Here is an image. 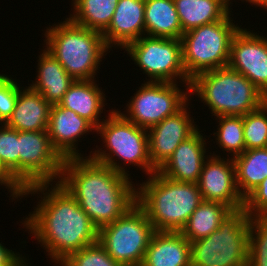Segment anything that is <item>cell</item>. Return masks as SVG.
Instances as JSON below:
<instances>
[{
	"label": "cell",
	"instance_id": "6da1fadb",
	"mask_svg": "<svg viewBox=\"0 0 267 266\" xmlns=\"http://www.w3.org/2000/svg\"><path fill=\"white\" fill-rule=\"evenodd\" d=\"M36 193L41 200L21 224L34 235L53 263L57 265L69 254L98 242V228L60 182L27 187L23 197Z\"/></svg>",
	"mask_w": 267,
	"mask_h": 266
},
{
	"label": "cell",
	"instance_id": "7a4b0ae2",
	"mask_svg": "<svg viewBox=\"0 0 267 266\" xmlns=\"http://www.w3.org/2000/svg\"><path fill=\"white\" fill-rule=\"evenodd\" d=\"M59 182L98 229L117 220L136 203L131 177L90 157L65 159Z\"/></svg>",
	"mask_w": 267,
	"mask_h": 266
},
{
	"label": "cell",
	"instance_id": "3957f363",
	"mask_svg": "<svg viewBox=\"0 0 267 266\" xmlns=\"http://www.w3.org/2000/svg\"><path fill=\"white\" fill-rule=\"evenodd\" d=\"M148 178L136 185V203L155 231L180 232L203 201L197 183L174 181L158 171Z\"/></svg>",
	"mask_w": 267,
	"mask_h": 266
},
{
	"label": "cell",
	"instance_id": "277c9868",
	"mask_svg": "<svg viewBox=\"0 0 267 266\" xmlns=\"http://www.w3.org/2000/svg\"><path fill=\"white\" fill-rule=\"evenodd\" d=\"M189 94L200 98L213 116H244L262 107L267 97L244 75L221 67L191 79ZM195 92V93H194Z\"/></svg>",
	"mask_w": 267,
	"mask_h": 266
},
{
	"label": "cell",
	"instance_id": "5b68a950",
	"mask_svg": "<svg viewBox=\"0 0 267 266\" xmlns=\"http://www.w3.org/2000/svg\"><path fill=\"white\" fill-rule=\"evenodd\" d=\"M52 26L44 32L45 49L74 80L96 79L100 62L110 52L102 33L76 25L68 17Z\"/></svg>",
	"mask_w": 267,
	"mask_h": 266
},
{
	"label": "cell",
	"instance_id": "8992f818",
	"mask_svg": "<svg viewBox=\"0 0 267 266\" xmlns=\"http://www.w3.org/2000/svg\"><path fill=\"white\" fill-rule=\"evenodd\" d=\"M109 112L106 120L96 128L97 135L100 134L103 144L105 143L103 148L106 149L91 150L86 157L129 177V171L126 170L130 165L139 167L148 176L156 172L149 157L147 129L128 121L116 109ZM115 158L117 161L122 160L119 163Z\"/></svg>",
	"mask_w": 267,
	"mask_h": 266
},
{
	"label": "cell",
	"instance_id": "52a82bcc",
	"mask_svg": "<svg viewBox=\"0 0 267 266\" xmlns=\"http://www.w3.org/2000/svg\"><path fill=\"white\" fill-rule=\"evenodd\" d=\"M250 216L231 210L217 230L190 243L191 266H247Z\"/></svg>",
	"mask_w": 267,
	"mask_h": 266
},
{
	"label": "cell",
	"instance_id": "ba28073f",
	"mask_svg": "<svg viewBox=\"0 0 267 266\" xmlns=\"http://www.w3.org/2000/svg\"><path fill=\"white\" fill-rule=\"evenodd\" d=\"M230 12L220 21L199 26L181 37L183 66L192 79L199 73L226 67L230 59L231 42L240 29Z\"/></svg>",
	"mask_w": 267,
	"mask_h": 266
},
{
	"label": "cell",
	"instance_id": "9c48e42d",
	"mask_svg": "<svg viewBox=\"0 0 267 266\" xmlns=\"http://www.w3.org/2000/svg\"><path fill=\"white\" fill-rule=\"evenodd\" d=\"M154 232L144 210L135 203L117 220L98 229V243L121 266H141Z\"/></svg>",
	"mask_w": 267,
	"mask_h": 266
},
{
	"label": "cell",
	"instance_id": "30bf717a",
	"mask_svg": "<svg viewBox=\"0 0 267 266\" xmlns=\"http://www.w3.org/2000/svg\"><path fill=\"white\" fill-rule=\"evenodd\" d=\"M148 82L182 83L189 89L191 79L183 66L181 39L142 36L125 48ZM182 82H181V81ZM186 84V85H185Z\"/></svg>",
	"mask_w": 267,
	"mask_h": 266
},
{
	"label": "cell",
	"instance_id": "8fae6325",
	"mask_svg": "<svg viewBox=\"0 0 267 266\" xmlns=\"http://www.w3.org/2000/svg\"><path fill=\"white\" fill-rule=\"evenodd\" d=\"M178 83L144 81L141 87L131 96L126 111L118 112L128 121L139 127L149 129L166 117L175 114L188 101L189 89H179ZM182 90V91H181ZM189 98V99H188ZM126 112V113H124Z\"/></svg>",
	"mask_w": 267,
	"mask_h": 266
},
{
	"label": "cell",
	"instance_id": "7c38bea8",
	"mask_svg": "<svg viewBox=\"0 0 267 266\" xmlns=\"http://www.w3.org/2000/svg\"><path fill=\"white\" fill-rule=\"evenodd\" d=\"M64 161L48 131H19V184L24 189L59 182Z\"/></svg>",
	"mask_w": 267,
	"mask_h": 266
},
{
	"label": "cell",
	"instance_id": "4fadbf2b",
	"mask_svg": "<svg viewBox=\"0 0 267 266\" xmlns=\"http://www.w3.org/2000/svg\"><path fill=\"white\" fill-rule=\"evenodd\" d=\"M240 28L231 42L228 66L244 75L267 97V36Z\"/></svg>",
	"mask_w": 267,
	"mask_h": 266
},
{
	"label": "cell",
	"instance_id": "5bb4252c",
	"mask_svg": "<svg viewBox=\"0 0 267 266\" xmlns=\"http://www.w3.org/2000/svg\"><path fill=\"white\" fill-rule=\"evenodd\" d=\"M210 154L197 182L202 200L222 203L231 210L243 208L245 200L237 188L232 157L227 155V159L214 152Z\"/></svg>",
	"mask_w": 267,
	"mask_h": 266
},
{
	"label": "cell",
	"instance_id": "9a60e30c",
	"mask_svg": "<svg viewBox=\"0 0 267 266\" xmlns=\"http://www.w3.org/2000/svg\"><path fill=\"white\" fill-rule=\"evenodd\" d=\"M188 106L189 102L175 114L147 129L149 157L157 170L168 160L181 142L198 130L195 119L191 117L190 110H187L190 109Z\"/></svg>",
	"mask_w": 267,
	"mask_h": 266
},
{
	"label": "cell",
	"instance_id": "2e32d148",
	"mask_svg": "<svg viewBox=\"0 0 267 266\" xmlns=\"http://www.w3.org/2000/svg\"><path fill=\"white\" fill-rule=\"evenodd\" d=\"M47 131L53 147L67 159L84 156L76 150L79 138L86 135L85 133H94L96 128L71 109L55 104L51 106Z\"/></svg>",
	"mask_w": 267,
	"mask_h": 266
},
{
	"label": "cell",
	"instance_id": "e0dca14e",
	"mask_svg": "<svg viewBox=\"0 0 267 266\" xmlns=\"http://www.w3.org/2000/svg\"><path fill=\"white\" fill-rule=\"evenodd\" d=\"M199 129L181 142L168 160L157 170L160 174L178 182L197 183L206 155L207 143ZM202 134V135H201Z\"/></svg>",
	"mask_w": 267,
	"mask_h": 266
},
{
	"label": "cell",
	"instance_id": "ac0fdd59",
	"mask_svg": "<svg viewBox=\"0 0 267 266\" xmlns=\"http://www.w3.org/2000/svg\"><path fill=\"white\" fill-rule=\"evenodd\" d=\"M145 0H119L112 21L102 33L106 46L124 48L145 36ZM114 45V46H113Z\"/></svg>",
	"mask_w": 267,
	"mask_h": 266
},
{
	"label": "cell",
	"instance_id": "d6986e66",
	"mask_svg": "<svg viewBox=\"0 0 267 266\" xmlns=\"http://www.w3.org/2000/svg\"><path fill=\"white\" fill-rule=\"evenodd\" d=\"M51 106L41 93L18 82L15 108L5 125L17 131H47Z\"/></svg>",
	"mask_w": 267,
	"mask_h": 266
},
{
	"label": "cell",
	"instance_id": "ffe728a7",
	"mask_svg": "<svg viewBox=\"0 0 267 266\" xmlns=\"http://www.w3.org/2000/svg\"><path fill=\"white\" fill-rule=\"evenodd\" d=\"M141 266H191L190 242L180 232L155 231Z\"/></svg>",
	"mask_w": 267,
	"mask_h": 266
},
{
	"label": "cell",
	"instance_id": "44dd1931",
	"mask_svg": "<svg viewBox=\"0 0 267 266\" xmlns=\"http://www.w3.org/2000/svg\"><path fill=\"white\" fill-rule=\"evenodd\" d=\"M105 96V92L99 88L95 79L75 80L59 105L71 109L97 128L105 120L100 116L104 112V106L107 105Z\"/></svg>",
	"mask_w": 267,
	"mask_h": 266
},
{
	"label": "cell",
	"instance_id": "7402d4cb",
	"mask_svg": "<svg viewBox=\"0 0 267 266\" xmlns=\"http://www.w3.org/2000/svg\"><path fill=\"white\" fill-rule=\"evenodd\" d=\"M37 78L29 87L51 104H59L70 85L75 81L46 49L38 55Z\"/></svg>",
	"mask_w": 267,
	"mask_h": 266
},
{
	"label": "cell",
	"instance_id": "603a6c76",
	"mask_svg": "<svg viewBox=\"0 0 267 266\" xmlns=\"http://www.w3.org/2000/svg\"><path fill=\"white\" fill-rule=\"evenodd\" d=\"M144 20L146 36L181 39L183 35L173 0H145Z\"/></svg>",
	"mask_w": 267,
	"mask_h": 266
},
{
	"label": "cell",
	"instance_id": "cb8c5ba5",
	"mask_svg": "<svg viewBox=\"0 0 267 266\" xmlns=\"http://www.w3.org/2000/svg\"><path fill=\"white\" fill-rule=\"evenodd\" d=\"M232 159L237 188L245 200L267 178V147L245 150Z\"/></svg>",
	"mask_w": 267,
	"mask_h": 266
},
{
	"label": "cell",
	"instance_id": "d4e9b609",
	"mask_svg": "<svg viewBox=\"0 0 267 266\" xmlns=\"http://www.w3.org/2000/svg\"><path fill=\"white\" fill-rule=\"evenodd\" d=\"M182 26L183 34L222 20L232 8L221 0H173Z\"/></svg>",
	"mask_w": 267,
	"mask_h": 266
},
{
	"label": "cell",
	"instance_id": "484cf974",
	"mask_svg": "<svg viewBox=\"0 0 267 266\" xmlns=\"http://www.w3.org/2000/svg\"><path fill=\"white\" fill-rule=\"evenodd\" d=\"M231 209L219 202L202 201L190 215L180 233L191 243L217 230Z\"/></svg>",
	"mask_w": 267,
	"mask_h": 266
},
{
	"label": "cell",
	"instance_id": "4316f807",
	"mask_svg": "<svg viewBox=\"0 0 267 266\" xmlns=\"http://www.w3.org/2000/svg\"><path fill=\"white\" fill-rule=\"evenodd\" d=\"M119 0H72L73 14L69 19L76 25L103 33L110 25Z\"/></svg>",
	"mask_w": 267,
	"mask_h": 266
},
{
	"label": "cell",
	"instance_id": "83f0119b",
	"mask_svg": "<svg viewBox=\"0 0 267 266\" xmlns=\"http://www.w3.org/2000/svg\"><path fill=\"white\" fill-rule=\"evenodd\" d=\"M216 119L219 125L213 135L218 147L222 151L229 152L232 158L242 154L246 150L243 136V116H218Z\"/></svg>",
	"mask_w": 267,
	"mask_h": 266
},
{
	"label": "cell",
	"instance_id": "f1b7e54d",
	"mask_svg": "<svg viewBox=\"0 0 267 266\" xmlns=\"http://www.w3.org/2000/svg\"><path fill=\"white\" fill-rule=\"evenodd\" d=\"M243 136L246 150L267 147V102L243 116Z\"/></svg>",
	"mask_w": 267,
	"mask_h": 266
},
{
	"label": "cell",
	"instance_id": "f546056e",
	"mask_svg": "<svg viewBox=\"0 0 267 266\" xmlns=\"http://www.w3.org/2000/svg\"><path fill=\"white\" fill-rule=\"evenodd\" d=\"M247 266H267V217H250Z\"/></svg>",
	"mask_w": 267,
	"mask_h": 266
},
{
	"label": "cell",
	"instance_id": "4dcf8cb0",
	"mask_svg": "<svg viewBox=\"0 0 267 266\" xmlns=\"http://www.w3.org/2000/svg\"><path fill=\"white\" fill-rule=\"evenodd\" d=\"M0 125V162L19 183V131Z\"/></svg>",
	"mask_w": 267,
	"mask_h": 266
},
{
	"label": "cell",
	"instance_id": "1f68e13d",
	"mask_svg": "<svg viewBox=\"0 0 267 266\" xmlns=\"http://www.w3.org/2000/svg\"><path fill=\"white\" fill-rule=\"evenodd\" d=\"M59 266H121L98 243L69 254Z\"/></svg>",
	"mask_w": 267,
	"mask_h": 266
},
{
	"label": "cell",
	"instance_id": "d6a6232c",
	"mask_svg": "<svg viewBox=\"0 0 267 266\" xmlns=\"http://www.w3.org/2000/svg\"><path fill=\"white\" fill-rule=\"evenodd\" d=\"M17 80L0 73V124L11 117L18 97Z\"/></svg>",
	"mask_w": 267,
	"mask_h": 266
},
{
	"label": "cell",
	"instance_id": "836d02e7",
	"mask_svg": "<svg viewBox=\"0 0 267 266\" xmlns=\"http://www.w3.org/2000/svg\"><path fill=\"white\" fill-rule=\"evenodd\" d=\"M244 208L250 217H267V178L245 199Z\"/></svg>",
	"mask_w": 267,
	"mask_h": 266
},
{
	"label": "cell",
	"instance_id": "e575fe53",
	"mask_svg": "<svg viewBox=\"0 0 267 266\" xmlns=\"http://www.w3.org/2000/svg\"><path fill=\"white\" fill-rule=\"evenodd\" d=\"M0 185L9 190L12 201L21 197L23 198L24 188L14 179L0 162Z\"/></svg>",
	"mask_w": 267,
	"mask_h": 266
},
{
	"label": "cell",
	"instance_id": "d590c367",
	"mask_svg": "<svg viewBox=\"0 0 267 266\" xmlns=\"http://www.w3.org/2000/svg\"><path fill=\"white\" fill-rule=\"evenodd\" d=\"M0 243V266H29L26 256L14 252Z\"/></svg>",
	"mask_w": 267,
	"mask_h": 266
},
{
	"label": "cell",
	"instance_id": "8d00e7d4",
	"mask_svg": "<svg viewBox=\"0 0 267 266\" xmlns=\"http://www.w3.org/2000/svg\"><path fill=\"white\" fill-rule=\"evenodd\" d=\"M243 2H249V4L256 5L257 7H262L263 10H267V0H242Z\"/></svg>",
	"mask_w": 267,
	"mask_h": 266
},
{
	"label": "cell",
	"instance_id": "74e56055",
	"mask_svg": "<svg viewBox=\"0 0 267 266\" xmlns=\"http://www.w3.org/2000/svg\"><path fill=\"white\" fill-rule=\"evenodd\" d=\"M225 5H227L228 7L233 4L232 1L230 0H221ZM242 1V0H241Z\"/></svg>",
	"mask_w": 267,
	"mask_h": 266
}]
</instances>
